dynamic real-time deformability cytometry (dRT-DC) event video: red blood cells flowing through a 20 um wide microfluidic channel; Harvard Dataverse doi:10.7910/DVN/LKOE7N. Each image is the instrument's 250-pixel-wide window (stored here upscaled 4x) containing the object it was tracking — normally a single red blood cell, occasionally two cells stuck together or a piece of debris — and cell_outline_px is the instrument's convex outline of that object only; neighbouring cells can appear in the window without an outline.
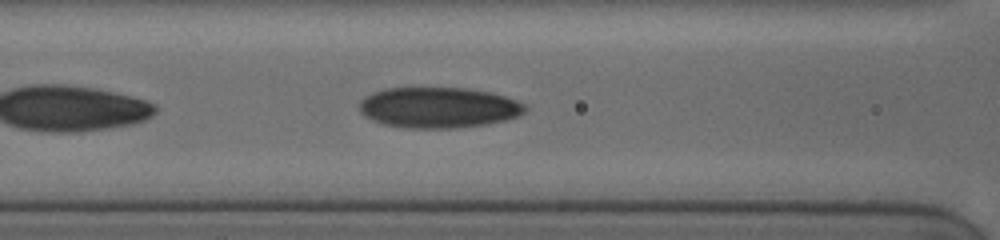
{"species": "human", "species_latin": "Homo sapiens", "temperature_condition": "cold", "stored_images_in_passage": 46, "camera_frame_rate_fps": 3000, "um_per_image_px": 0.085, "donor": {"sex": "female"}, "frame": {"image": 1, "passage_image": 17, "time_ms": 6.333, "image_size_px": [1000, 240], "cell_outline_px": [[528, 108], [524, 112], [508, 120], [488, 124], [456, 128], [404, 128], [384, 124], [372, 120], [364, 116], [360, 112], [360, 100], [372, 92], [384, 88], [464, 88], [488, 92], [504, 96], [516, 100], [524, 104]], "centroid_in_image_um": [37.26, 9.15], "position_along_channel_um": 129.3, "area_um2": 39.42}}
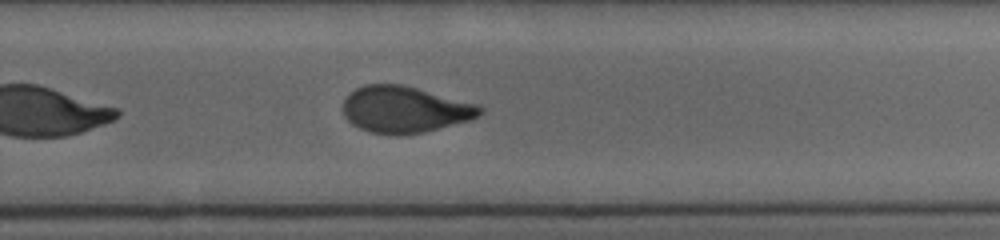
{"frame": {"image": 2, "passage_image": 30, "time_ms": 10.667, "image_size_px": [1000, 240], "cell_outline_px": [[484, 112], [472, 120], [424, 132], [396, 136], [368, 132], [352, 124], [344, 116], [344, 100], [356, 88], [364, 84], [400, 84], [480, 104], [484, 108]], "centroid_in_image_um": [34.45, 9.32], "position_along_channel_um": 295.4, "area_um2": 37.34}}
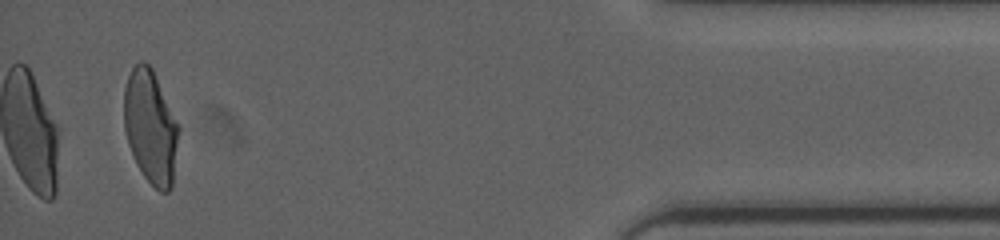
{"frame": {"image": 3, "passage_image": 44, "time_ms": 15.333, "image_size_px": [1000, 240], "cell_outline_px": [[180, 128], [172, 188], [168, 192], [160, 192], [144, 176], [136, 164], [128, 144], [124, 128], [124, 88], [128, 76], [132, 68], [140, 60], [144, 60], [152, 68]], "centroid_in_image_um": [12.8, 10.79], "position_along_channel_um": 422.4, "area_um2": 36.24}, "authors_computed_cell_mechanics": {"area_um2": 39.1595, "velocity_mm_per_s": 3.8402, "shape_relaxation_time_tau1_ms": 6.0518, "shape_relaxation_time_tau2_ms": 1.5232, "deformation_change_tau1": 0.1844, "deformation_change_tau2": 0.074}}